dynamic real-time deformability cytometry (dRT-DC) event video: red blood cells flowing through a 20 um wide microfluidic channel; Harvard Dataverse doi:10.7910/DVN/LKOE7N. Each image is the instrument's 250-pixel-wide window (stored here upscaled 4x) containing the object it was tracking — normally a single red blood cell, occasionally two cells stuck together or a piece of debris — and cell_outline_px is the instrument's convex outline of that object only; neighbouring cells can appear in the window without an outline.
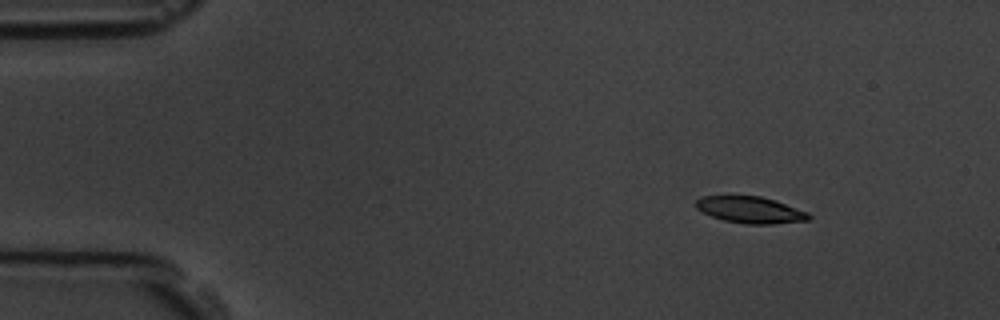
{"species": "common noctule bat (a hibernating species)", "species_latin": "Nyctalus noctula", "temperature_condition": "room temperature", "stored_images_in_passage": 6, "camera_frame_rate_fps": 3000, "um_per_image_px": 0.085, "animal": {"sex": "male", "body_mass_g": 19.5, "forearm_length_mm": 54.6}, "frame": {"image": 1, "passage_image": 1, "time_ms": 0.0, "image_size_px": [1000, 320], "cell_outline_px": [[812, 216], [808, 220], [772, 224], [744, 224], [724, 220], [712, 216], [696, 208], [692, 204], [696, 200], [704, 196], [760, 196], [808, 212]], "centroid_in_image_um": [63.74, 17.84], "position_along_channel_um": 21.3, "area_um2": 17.28}}
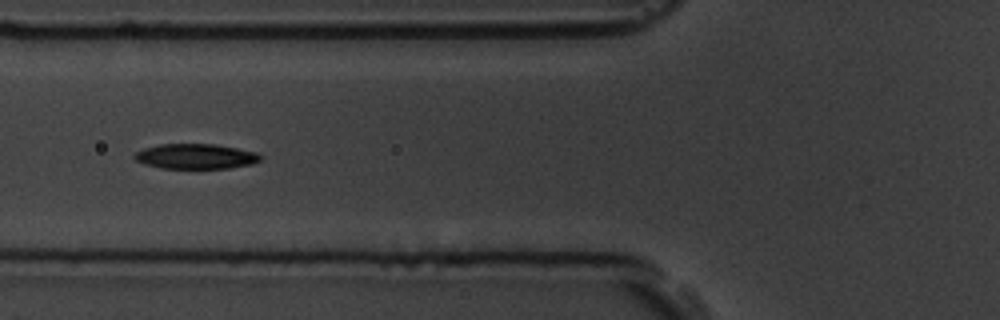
{"frame": {"image": 2, "passage_image": 5, "time_ms": 4.667, "image_size_px": [1000, 320], "cell_outline_px": [[260, 160], [252, 164], [232, 168], [160, 168], [144, 164], [136, 160], [132, 156], [136, 152], [144, 148], [160, 144], [212, 144], [236, 148], [256, 152], [260, 156]], "centroid_in_image_um": [16.6, 13.29], "position_along_channel_um": 109.2, "area_um2": 18.32}}
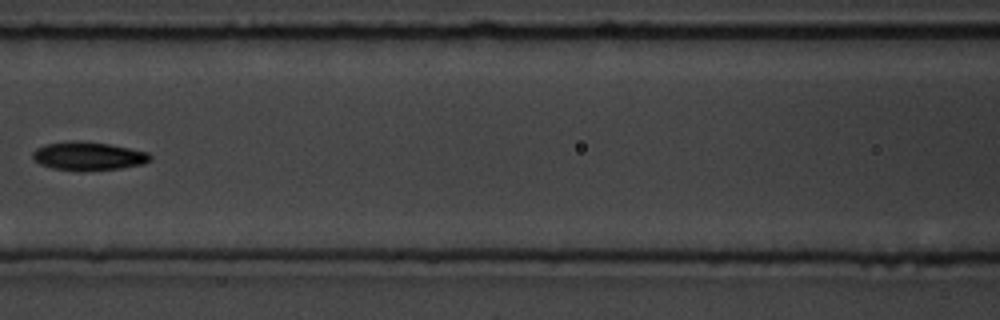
{"frame": {"image": 3, "passage_image": 6, "time_ms": 6.0, "image_size_px": [1000, 320], "cell_outline_px": [[152, 160], [144, 164], [120, 168], [84, 172], [80, 172], [52, 168], [40, 164], [32, 156], [32, 152], [36, 148], [44, 144], [72, 140], [108, 144], [148, 152], [152, 156]], "centroid_in_image_um": [7.5, 13.28], "position_along_channel_um": 159.1, "area_um2": 19.71}}